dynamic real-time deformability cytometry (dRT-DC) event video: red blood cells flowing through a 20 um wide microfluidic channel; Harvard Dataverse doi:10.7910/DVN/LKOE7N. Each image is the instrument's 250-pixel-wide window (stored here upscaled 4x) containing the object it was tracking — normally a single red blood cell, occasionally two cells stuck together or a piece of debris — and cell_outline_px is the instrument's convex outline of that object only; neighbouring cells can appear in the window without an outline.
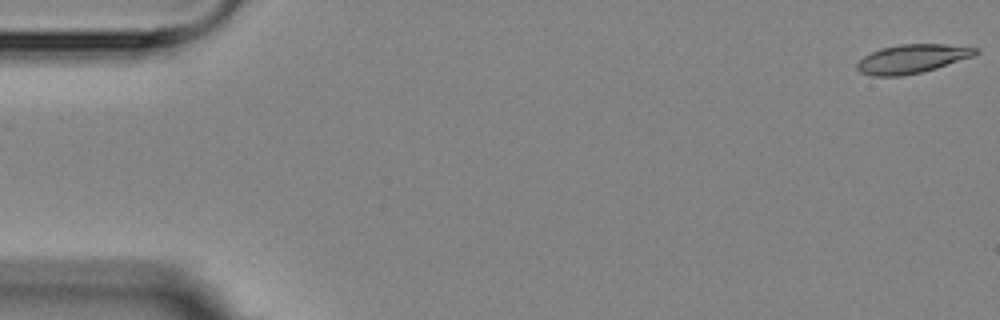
{"species": "Egyptian fruit bat (a non-hibernating species)", "species_latin": "Rousettus aegyptiacus", "temperature_condition": "room temperature", "stored_images_in_passage": 15, "camera_frame_rate_fps": 3000, "um_per_image_px": 0.085, "animal": {"sex": "female"}, "frame": {"image": 1, "passage_image": 1, "time_ms": 0.0, "image_size_px": [1000, 320], "cell_outline_px": [[980, 52], [976, 56], [936, 68], [920, 72], [900, 76], [872, 76], [860, 72], [856, 68], [856, 64], [864, 56], [880, 48], [900, 44], [944, 44], [980, 48]], "centroid_in_image_um": [77.57, 4.99], "position_along_channel_um": 7.4, "area_um2": 20.0}}
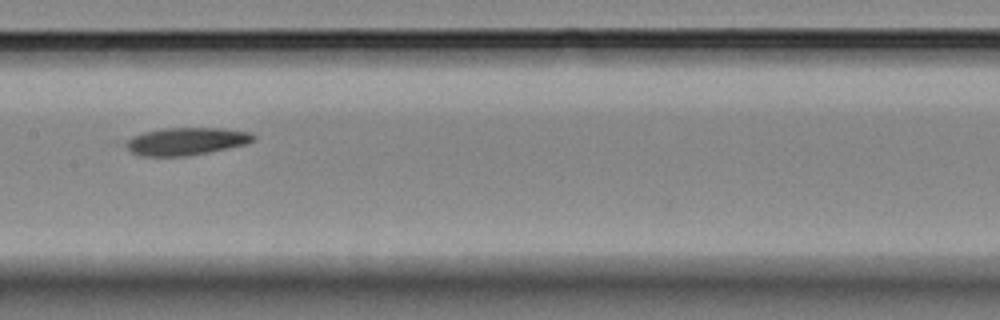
{"frame": {"image": 2, "passage_image": 7, "time_ms": 9.0, "image_size_px": [1000, 320], "cell_outline_px": [[256, 140], [244, 144], [228, 148], [188, 156], [140, 156], [132, 152], [120, 144], [124, 140], [132, 136], [144, 132], [164, 128], [220, 128], [248, 132], [256, 136]], "centroid_in_image_um": [15.75, 12.01], "position_along_channel_um": 191.7, "area_um2": 20.63}}
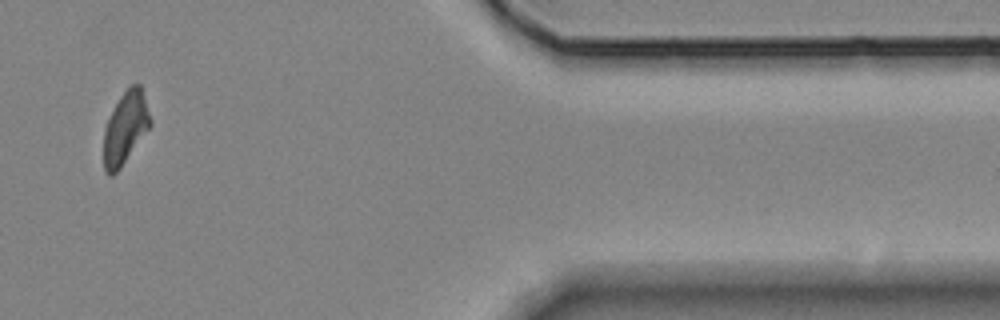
{"frame": {"image": 3, "passage_image": 13, "time_ms": 16.0, "image_size_px": [1000, 320], "cell_outline_px": [[152, 124], [120, 168], [112, 176], [108, 176], [104, 172], [104, 128], [120, 96], [132, 84], [140, 84], [152, 120]], "centroid_in_image_um": [10.66, 10.89], "position_along_channel_um": 400.7, "area_um2": 19.36}, "authors_computed_cell_mechanics": {"area_um2": 20.5768, "velocity_mm_per_s": 3.5602, "shape_relaxation_time_tau1_ms": 5.9787, "shape_relaxation_time_tau2_ms": null, "deformation_change_tau1": 0.179, "deformation_change_tau2": null}}